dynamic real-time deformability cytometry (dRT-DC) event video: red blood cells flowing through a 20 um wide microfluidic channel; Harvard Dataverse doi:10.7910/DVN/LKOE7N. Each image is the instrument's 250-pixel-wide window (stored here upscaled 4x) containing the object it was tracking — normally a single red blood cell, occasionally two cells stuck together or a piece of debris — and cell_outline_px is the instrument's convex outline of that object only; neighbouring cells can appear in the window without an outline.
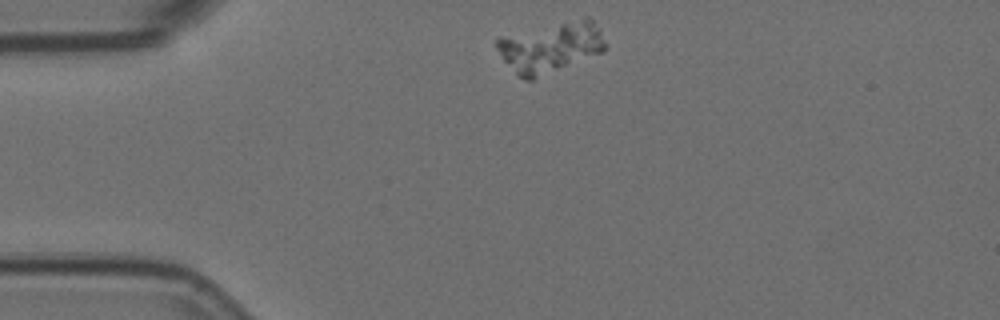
{"species": "Egyptian fruit bat (a non-hibernating species)", "species_latin": "Rousettus aegyptiacus", "temperature_condition": "room temperature", "stored_images_in_passage": 46, "camera_frame_rate_fps": 3000, "um_per_image_px": 0.085, "animal": {"sex": "female"}, "frame": {"image": 1, "passage_image": 1, "time_ms": 0.0, "image_size_px": [1000, 320], "cell_outline_px": [[604, 52], [532, 80], [524, 80], [516, 76], [504, 60], [496, 48], [496, 40], [500, 36], [584, 16], [588, 16], [600, 28], [604, 44]], "centroid_in_image_um": [46.79, 4.0], "position_along_channel_um": 38.2, "area_um2": 32.19}}
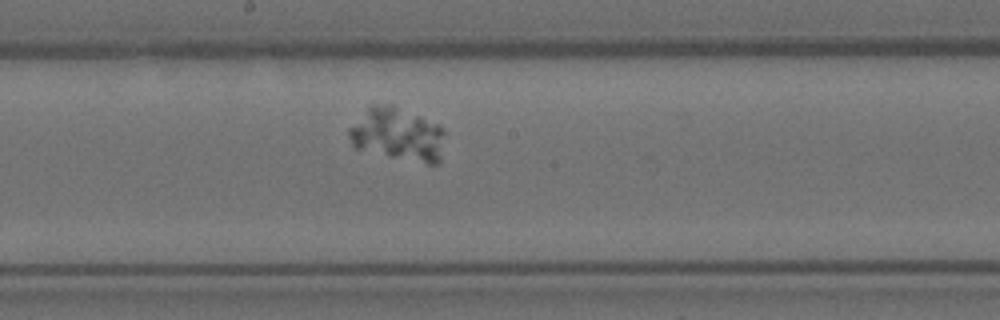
{"frame": {"image": 2, "passage_image": 19, "time_ms": 6.0, "image_size_px": [1000, 320], "cell_outline_px": [[444, 132], [440, 160], [436, 164], [428, 164], [356, 148], [352, 144], [348, 136], [348, 128], [372, 104], [392, 104], [440, 124], [444, 128]], "centroid_in_image_um": [33.81, 11.39], "position_along_channel_um": 214.4, "area_um2": 29.48}}
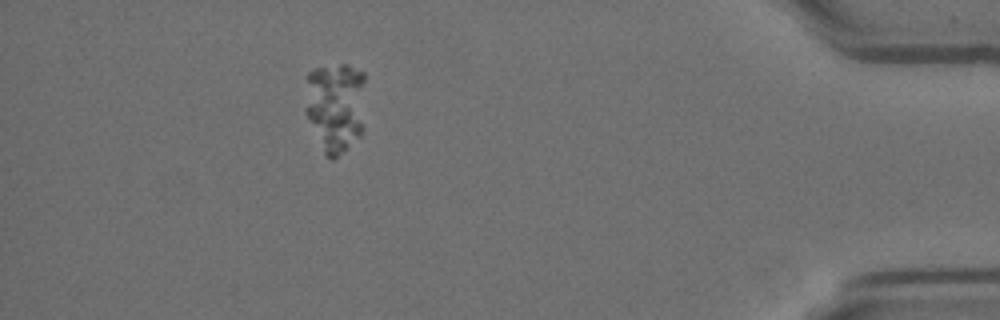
{"frame": {"image": 3, "passage_image": 40, "time_ms": 13.0, "image_size_px": [1000, 320], "cell_outline_px": [[364, 80], [360, 136], [332, 160], [324, 156], [304, 108], [308, 72], [316, 68], [340, 64], [348, 64], [364, 72]], "centroid_in_image_um": [28.47, 9.04], "position_along_channel_um": 406.7, "area_um2": 31.62}}